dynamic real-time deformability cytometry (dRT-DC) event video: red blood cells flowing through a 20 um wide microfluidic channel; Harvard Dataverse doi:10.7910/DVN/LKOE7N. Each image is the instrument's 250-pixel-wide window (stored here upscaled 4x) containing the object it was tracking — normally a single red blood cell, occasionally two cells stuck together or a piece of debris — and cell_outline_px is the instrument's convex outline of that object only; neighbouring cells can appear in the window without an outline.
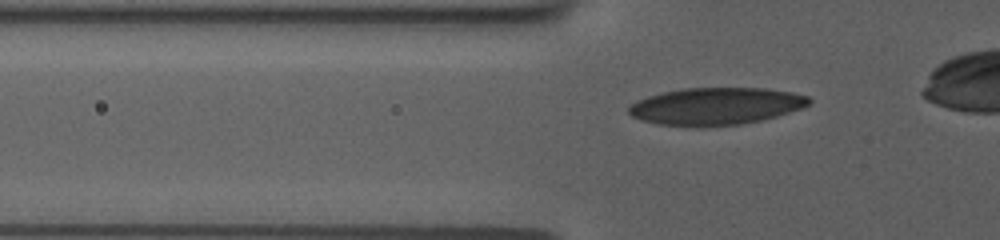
{"species": "human", "species_latin": "Homo sapiens", "temperature_condition": "room temperature", "stored_images_in_passage": 41, "camera_frame_rate_fps": 3000, "um_per_image_px": 0.085, "donor": {"sex": "female"}, "frame": {"image": 1, "passage_image": 10, "time_ms": 3.0, "image_size_px": [1000, 240], "cell_outline_px": [[812, 100], [808, 104], [800, 108], [764, 120], [740, 124], [656, 124], [632, 116], [628, 112], [628, 108], [636, 100], [648, 96], [664, 92], [684, 88], [764, 88], [792, 92], [808, 96]], "centroid_in_image_um": [60.88, 8.99], "position_along_channel_um": 64.9, "area_um2": 38.09}}
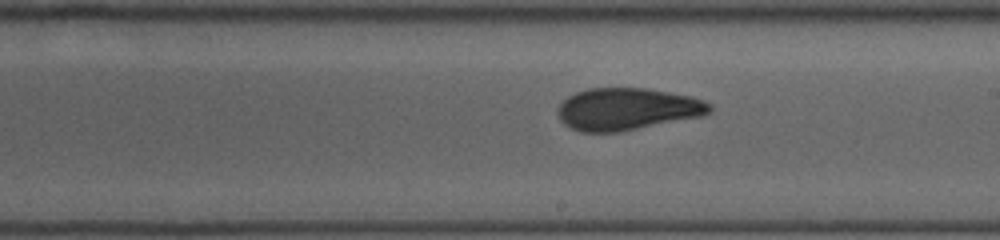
{"frame": {"image": 2, "passage_image": 24, "time_ms": 7.667, "image_size_px": [1000, 240], "cell_outline_px": [[712, 108], [704, 116], [620, 132], [580, 132], [568, 128], [560, 120], [556, 112], [560, 104], [568, 96], [576, 92], [588, 88], [648, 88], [692, 96], [704, 100], [712, 104]], "centroid_in_image_um": [53.31, 9.27], "position_along_channel_um": 235.7, "area_um2": 37.74}}
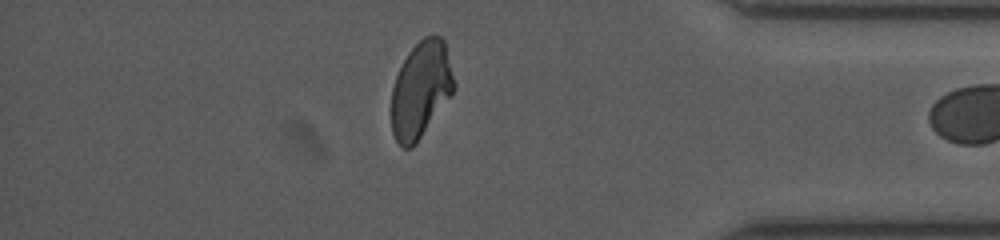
{"frame": {"image": 3, "passage_image": 39, "time_ms": 12.667, "image_size_px": [1000, 240], "cell_outline_px": [[456, 88], [416, 144], [412, 148], [404, 148], [396, 140], [392, 132], [392, 88], [396, 76], [408, 52], [424, 36], [440, 36], [444, 40], [456, 84]], "centroid_in_image_um": [35.78, 7.62], "position_along_channel_um": 399.4, "area_um2": 34.91}}